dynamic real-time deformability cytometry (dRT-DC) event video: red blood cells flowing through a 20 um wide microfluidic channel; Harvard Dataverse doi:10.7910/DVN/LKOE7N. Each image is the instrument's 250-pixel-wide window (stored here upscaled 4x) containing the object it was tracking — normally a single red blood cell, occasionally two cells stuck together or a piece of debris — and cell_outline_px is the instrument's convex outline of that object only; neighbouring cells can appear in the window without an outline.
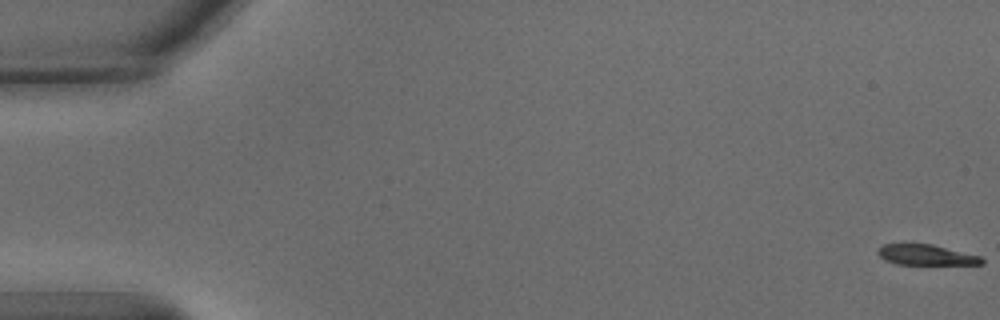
{"species": "common noctule bat (a hibernating species)", "species_latin": "Nyctalus noctula", "temperature_condition": "warm", "stored_images_in_passage": 55, "segment_of_instrument_passage": [1, 2], "camera_frame_rate_fps": 3000, "um_per_image_px": 0.085, "animal": {"sex": "male", "body_mass_g": 15.6}, "frame": {"image": 1, "passage_image": 1, "time_ms": 0.0, "image_size_px": [1000, 320], "cell_outline_px": [[984, 264], [896, 264], [880, 256], [876, 252], [884, 244], [932, 244], [980, 256], [984, 260]], "centroid_in_image_um": [78.74, 21.66], "position_along_channel_um": 6.3, "area_um2": 12.14}}
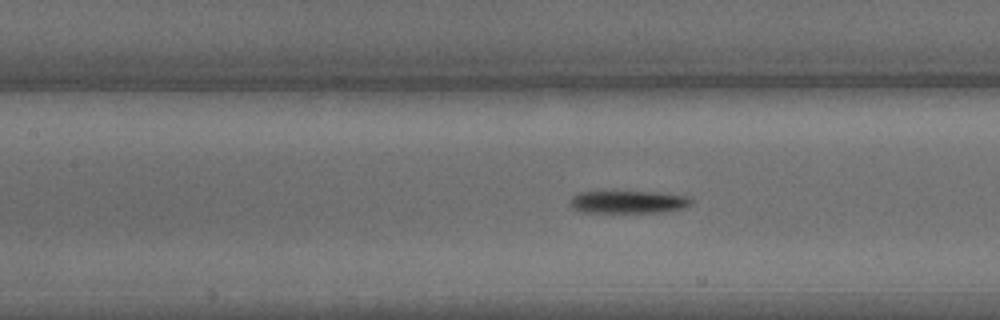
{"frame": {"image": 2, "passage_image": 25, "time_ms": 8.0, "image_size_px": [1000, 320], "cell_outline_px": [[692, 204], [684, 208], [660, 212], [580, 212], [572, 208], [572, 196], [580, 192], [660, 192], [688, 196], [692, 200]], "centroid_in_image_um": [53.45, 17.17], "position_along_channel_um": 154.0, "area_um2": 15.84}}
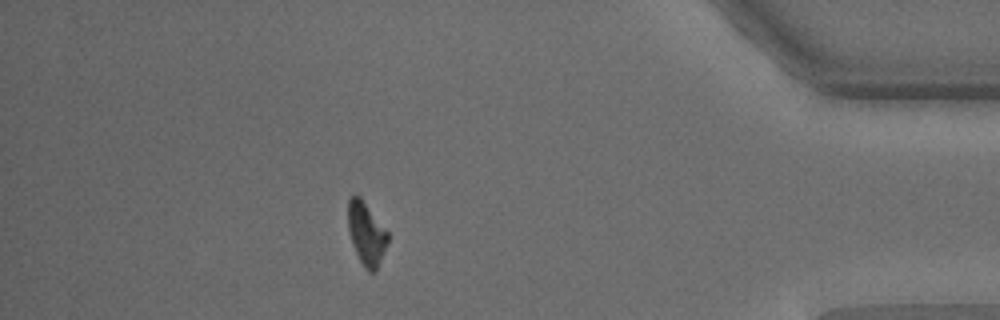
{"frame": {"image": 3, "passage_image": 48, "time_ms": 15.667, "image_size_px": [1000, 320], "cell_outline_px": [[388, 240], [376, 272], [368, 272], [364, 268], [352, 244], [348, 228], [348, 200], [352, 196], [360, 196], [388, 232]], "centroid_in_image_um": [31.13, 19.87], "position_along_channel_um": 404.1, "area_um2": 14.39}}